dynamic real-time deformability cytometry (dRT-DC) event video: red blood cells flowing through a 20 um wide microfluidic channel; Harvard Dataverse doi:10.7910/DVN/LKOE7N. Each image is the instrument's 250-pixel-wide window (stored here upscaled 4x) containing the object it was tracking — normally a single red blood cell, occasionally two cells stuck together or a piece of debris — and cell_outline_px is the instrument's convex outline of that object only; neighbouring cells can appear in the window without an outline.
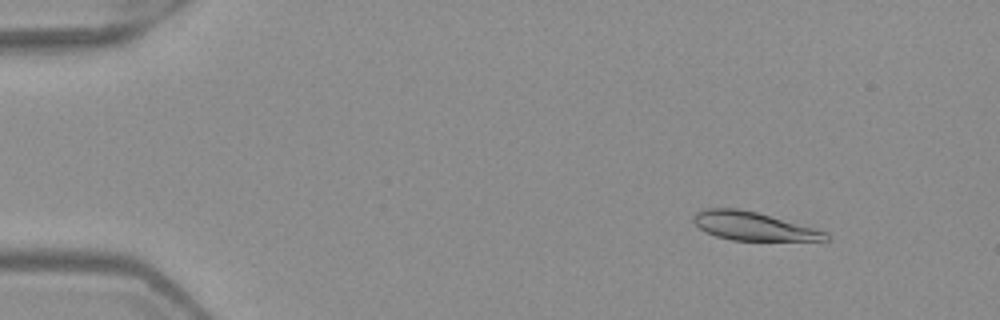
{"species": "Egyptian fruit bat (a non-hibernating species)", "species_latin": "Rousettus aegyptiacus", "temperature_condition": "warm", "stored_images_in_passage": 5, "camera_frame_rate_fps": 3000, "um_per_image_px": 0.085, "frame": {"image": 1, "passage_image": 2, "time_ms": 0.333, "image_size_px": [1000, 320], "cell_outline_px": [[832, 240], [732, 240], [716, 236], [704, 232], [692, 220], [692, 216], [700, 208], [736, 208], [756, 212], [828, 232]], "centroid_in_image_um": [63.98, 19.22], "position_along_channel_um": 21.0, "area_um2": 21.79}}
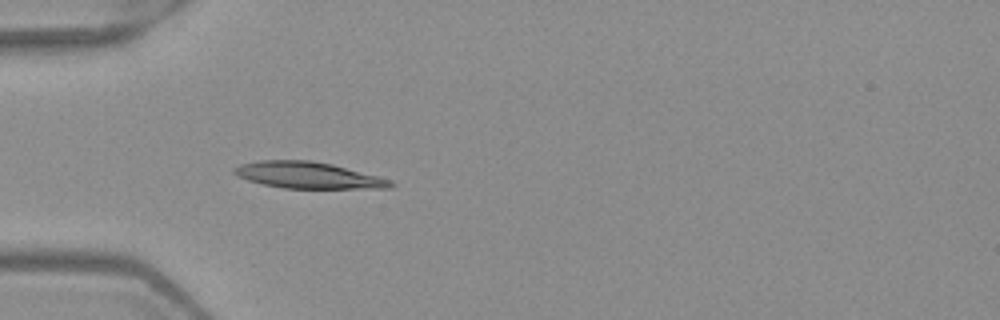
{"frame": {"image": 2, "passage_image": 5, "time_ms": 1.333, "image_size_px": [1000, 320], "cell_outline_px": [[396, 184], [392, 188], [284, 188], [264, 184], [248, 180], [236, 176], [232, 172], [232, 168], [240, 164], [260, 160], [312, 160], [332, 164], [392, 180]], "centroid_in_image_um": [26.17, 14.89], "position_along_channel_um": 58.8, "area_um2": 24.1}}